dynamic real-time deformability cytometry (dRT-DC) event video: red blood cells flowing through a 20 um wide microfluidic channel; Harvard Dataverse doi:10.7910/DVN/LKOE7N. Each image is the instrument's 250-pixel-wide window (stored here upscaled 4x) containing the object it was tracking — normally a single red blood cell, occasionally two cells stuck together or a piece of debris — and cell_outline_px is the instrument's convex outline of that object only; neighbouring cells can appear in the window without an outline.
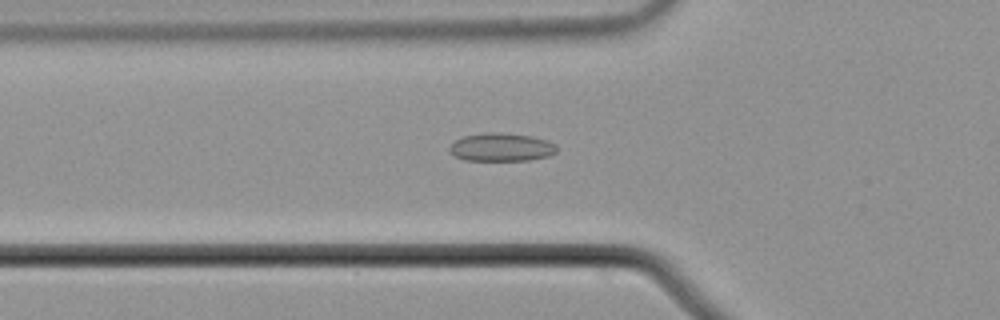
{"species": "common noctule bat (a hibernating species)", "species_latin": "Nyctalus noctula", "temperature_condition": "cold", "stored_images_in_passage": 55, "camera_frame_rate_fps": 3000, "um_per_image_px": 0.085, "animal": {"sex": "male", "body_mass_g": 21.5, "forearm_length_mm": 52.0}, "frame": {"image": 1, "passage_image": 19, "time_ms": 6.0, "image_size_px": [1000, 320], "cell_outline_px": [[556, 152], [548, 156], [528, 160], [464, 160], [448, 152], [448, 148], [456, 140], [464, 136], [484, 132], [500, 132], [532, 136], [548, 140], [556, 144]], "centroid_in_image_um": [42.61, 12.5], "position_along_channel_um": 83.2, "area_um2": 17.69}}
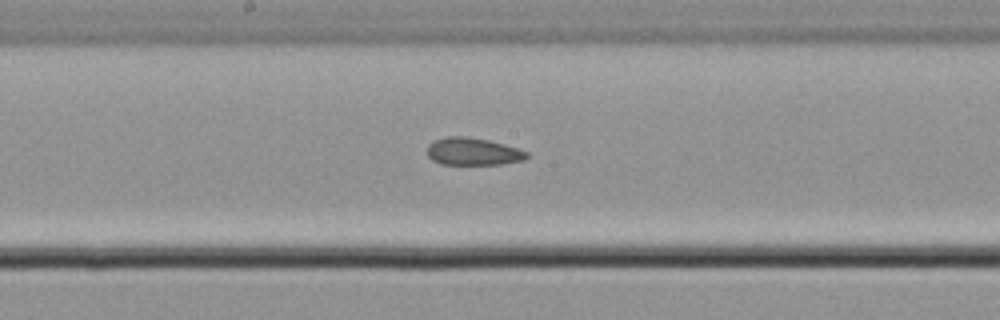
{"frame": {"image": 2, "passage_image": 29, "time_ms": 9.333, "image_size_px": [1000, 320], "cell_outline_px": [[528, 156], [524, 160], [500, 164], [440, 164], [432, 160], [428, 156], [428, 144], [432, 140], [448, 136], [464, 136], [488, 140], [504, 144], [528, 152]], "centroid_in_image_um": [40.17, 12.87], "position_along_channel_um": 208.0, "area_um2": 15.9}}
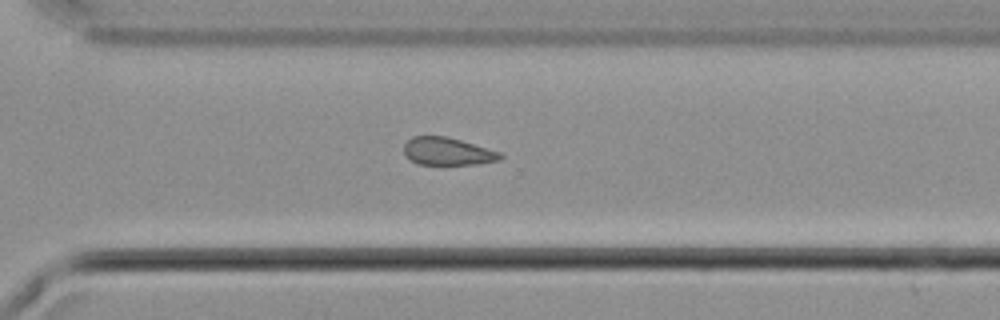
{"frame": {"image": 3, "passage_image": 39, "time_ms": 12.667, "image_size_px": [1000, 320], "cell_outline_px": [[504, 156], [500, 160], [476, 164], [416, 164], [404, 156], [404, 144], [412, 136], [444, 136], [460, 140], [500, 152]], "centroid_in_image_um": [38.01, 12.87], "position_along_channel_um": 332.6, "area_um2": 15.49}, "authors_computed_cell_mechanics": {"area_um2": 16.8776, "velocity_mm_per_s": 3.7416, "shape_relaxation_time_tau1_ms": null, "shape_relaxation_time_tau2_ms": 4.9898, "deformation_change_tau1": null, "deformation_change_tau2": 0.1194}}